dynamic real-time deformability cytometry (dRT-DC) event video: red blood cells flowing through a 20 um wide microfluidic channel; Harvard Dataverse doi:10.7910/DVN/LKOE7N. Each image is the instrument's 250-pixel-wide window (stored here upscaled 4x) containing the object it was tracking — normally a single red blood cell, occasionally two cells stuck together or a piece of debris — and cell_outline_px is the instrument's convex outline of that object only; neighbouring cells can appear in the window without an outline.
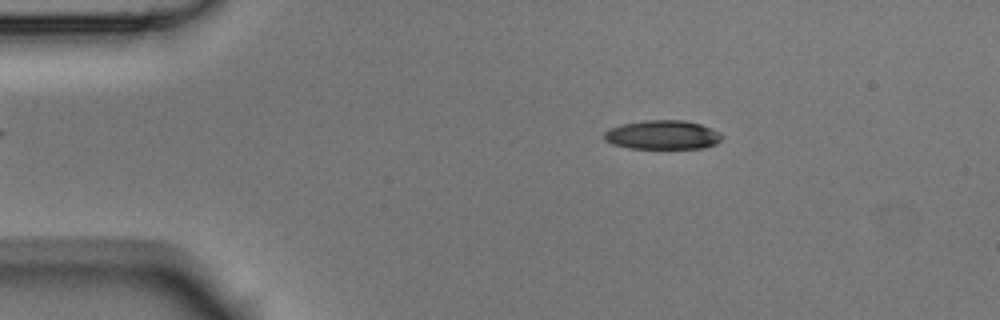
{"species": "Egyptian fruit bat (a non-hibernating species)", "species_latin": "Rousettus aegyptiacus", "temperature_condition": "room temperature", "stored_images_in_passage": 8, "camera_frame_rate_fps": 3000, "um_per_image_px": 0.085, "animal": {"sex": "male"}, "frame": {"image": 1, "passage_image": 2, "time_ms": 0.333, "image_size_px": [1000, 320], "cell_outline_px": [[724, 136], [716, 144], [704, 148], [628, 148], [612, 144], [604, 140], [604, 132], [608, 128], [620, 124], [644, 120], [684, 120], [700, 124], [712, 128], [720, 132]], "centroid_in_image_um": [56.31, 11.46], "position_along_channel_um": 28.7, "area_um2": 20.17}}
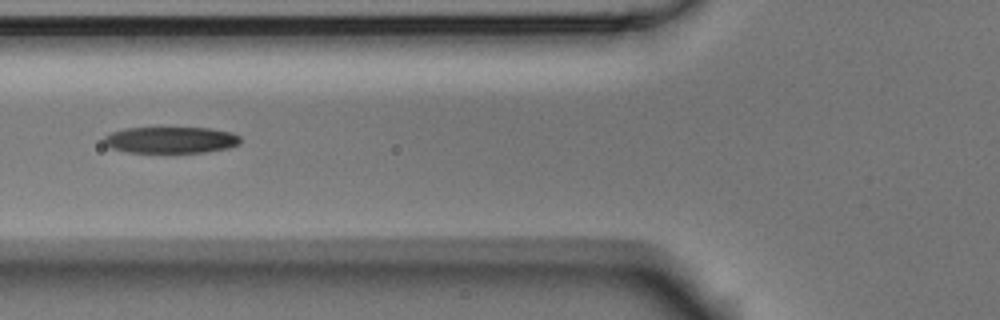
{"frame": {"image": 2, "passage_image": 5, "time_ms": 1.333, "image_size_px": [1000, 320], "cell_outline_px": [[240, 144], [228, 148], [204, 152], [128, 152], [112, 148], [104, 144], [104, 136], [112, 132], [124, 128], [208, 128], [232, 132], [240, 136]], "centroid_in_image_um": [14.53, 11.89], "position_along_channel_um": 111.3, "area_um2": 20.92}}
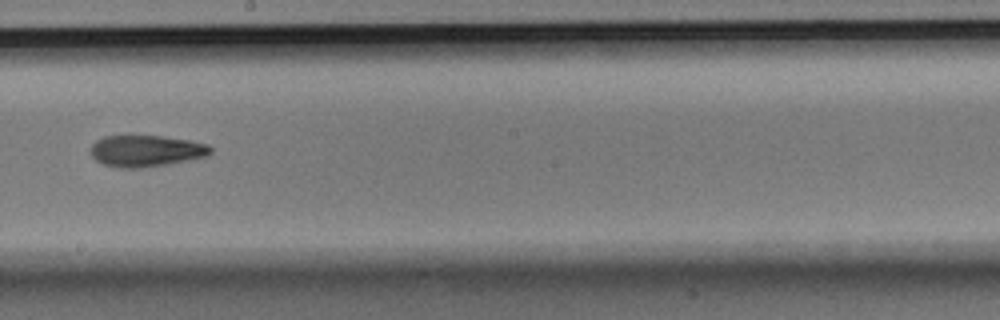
{"frame": {"image": 3, "passage_image": 8, "time_ms": 2.333, "image_size_px": [1000, 320], "cell_outline_px": [[212, 152], [208, 156], [168, 164], [140, 168], [120, 168], [104, 164], [96, 160], [92, 156], [88, 148], [96, 140], [104, 136], [128, 132], [160, 136], [188, 140], [208, 144], [212, 148]], "centroid_in_image_um": [12.35, 12.78], "position_along_channel_um": 235.8, "area_um2": 22.89}}